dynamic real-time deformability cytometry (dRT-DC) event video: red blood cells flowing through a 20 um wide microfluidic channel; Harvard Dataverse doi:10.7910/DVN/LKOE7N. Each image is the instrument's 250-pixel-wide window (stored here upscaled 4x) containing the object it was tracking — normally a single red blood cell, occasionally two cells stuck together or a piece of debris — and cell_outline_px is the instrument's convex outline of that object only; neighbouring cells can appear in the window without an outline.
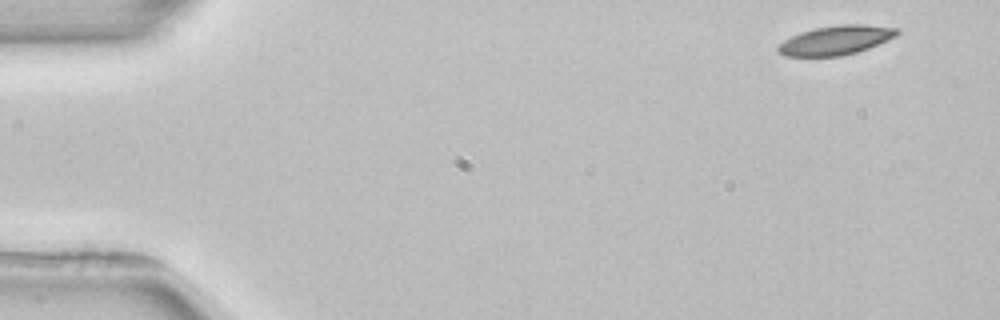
{"species": "common noctule bat (a hibernating species)", "species_latin": "Nyctalus noctula", "temperature_condition": "room temperature", "stored_images_in_passage": 6, "camera_frame_rate_fps": 3000, "um_per_image_px": 0.085, "animal": {"sex": "female", "body_mass_g": 22.7, "forearm_length_mm": 54.2}, "frame": {"image": 1, "passage_image": 1, "time_ms": 0.0, "image_size_px": [1000, 320], "cell_outline_px": [[900, 32], [896, 36], [868, 48], [856, 52], [840, 56], [784, 56], [776, 48], [784, 40], [800, 32], [816, 28], [840, 24], [864, 24], [900, 28]], "centroid_in_image_um": [71.07, 3.41], "position_along_channel_um": 13.9, "area_um2": 20.11}}
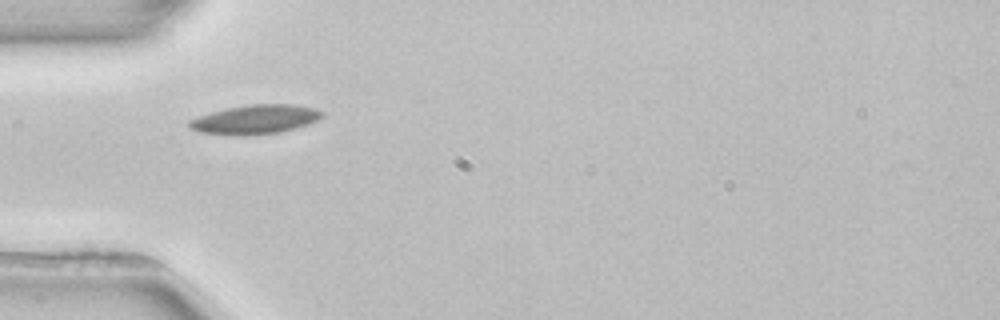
{"frame": {"image": 2, "passage_image": 4, "time_ms": 4.333, "image_size_px": [1000, 320], "cell_outline_px": [[324, 116], [320, 120], [296, 128], [280, 132], [244, 136], [232, 136], [200, 132], [188, 128], [188, 120], [212, 112], [228, 108], [248, 104], [296, 104], [316, 108], [324, 112]], "centroid_in_image_um": [21.73, 10.16], "position_along_channel_um": 63.3, "area_um2": 22.95}}